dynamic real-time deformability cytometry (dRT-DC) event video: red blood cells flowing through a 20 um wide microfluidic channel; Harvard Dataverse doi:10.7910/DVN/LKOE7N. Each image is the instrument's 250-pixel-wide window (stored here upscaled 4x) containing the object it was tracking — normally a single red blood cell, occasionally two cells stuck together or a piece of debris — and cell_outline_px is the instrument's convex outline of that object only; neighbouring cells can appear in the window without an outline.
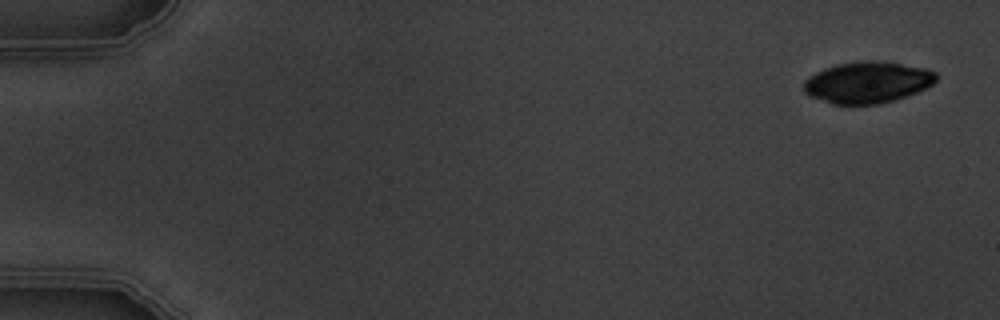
{"species": "common noctule bat (a hibernating species)", "species_latin": "Nyctalus noctula", "temperature_condition": "warm", "stored_images_in_passage": 5, "camera_frame_rate_fps": 3000, "um_per_image_px": 0.085, "animal": {"sex": "male", "body_mass_g": 19.5, "forearm_length_mm": 54.6}, "frame": {"image": 1, "passage_image": 1, "time_ms": 0.0, "image_size_px": [1000, 320], "cell_outline_px": [[936, 80], [932, 84], [916, 92], [880, 104], [832, 104], [808, 96], [804, 92], [804, 80], [808, 76], [824, 68], [836, 64], [864, 60], [884, 60], [928, 68], [936, 72]], "centroid_in_image_um": [73.71, 6.98], "position_along_channel_um": 11.3, "area_um2": 32.25}}